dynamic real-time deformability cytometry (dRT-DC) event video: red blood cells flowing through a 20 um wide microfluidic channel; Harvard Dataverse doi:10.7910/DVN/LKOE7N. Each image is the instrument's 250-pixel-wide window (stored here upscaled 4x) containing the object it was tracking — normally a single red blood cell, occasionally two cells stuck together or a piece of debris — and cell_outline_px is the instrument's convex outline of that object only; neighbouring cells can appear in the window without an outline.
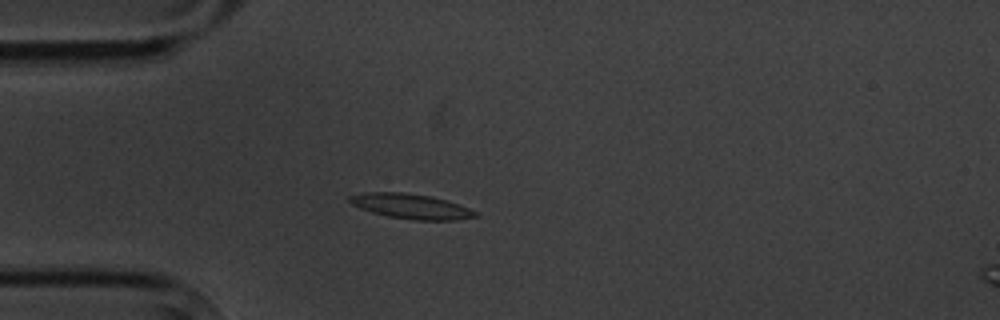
{"species": "common noctule bat (a hibernating species)", "species_latin": "Nyctalus noctula", "temperature_condition": "cold", "stored_images_in_passage": 2, "camera_frame_rate_fps": 3000, "um_per_image_px": 0.085, "animal": {"sex": "male", "body_mass_g": 20.1, "forearm_length_mm": 53.5}, "frame": {"image": 1, "passage_image": 2, "time_ms": 1.0, "image_size_px": [1000, 320], "cell_outline_px": [[480, 216], [460, 220], [416, 220], [388, 216], [372, 212], [360, 208], [352, 204], [348, 200], [348, 196], [364, 192], [404, 192], [432, 196], [480, 212]], "centroid_in_image_um": [34.96, 17.53], "position_along_channel_um": 50.0, "area_um2": 18.32}}